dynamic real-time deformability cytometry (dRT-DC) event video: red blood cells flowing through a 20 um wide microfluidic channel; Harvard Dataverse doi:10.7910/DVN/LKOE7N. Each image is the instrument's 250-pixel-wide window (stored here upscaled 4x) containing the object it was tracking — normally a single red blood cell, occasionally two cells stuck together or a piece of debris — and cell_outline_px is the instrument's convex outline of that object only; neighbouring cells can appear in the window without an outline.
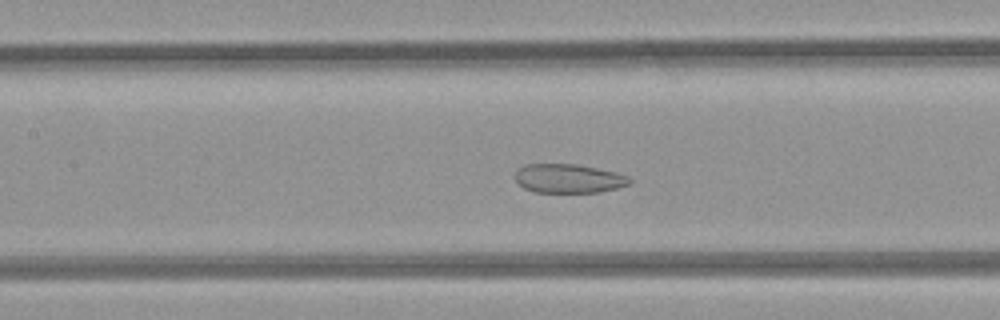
{"species": "common noctule bat (a hibernating species)", "species_latin": "Nyctalus noctula", "temperature_condition": "room temperature", "stored_images_in_passage": 50, "camera_frame_rate_fps": 3000, "um_per_image_px": 0.085, "animal": {"sex": "female", "body_mass_g": 21.9}, "frame": {"image": 1, "passage_image": 22, "time_ms": 7.0, "image_size_px": [1000, 320], "cell_outline_px": [[632, 180], [628, 184], [616, 188], [600, 192], [536, 192], [524, 188], [516, 180], [516, 168], [524, 164], [576, 164], [596, 168], [628, 176]], "centroid_in_image_um": [48.29, 15.17], "position_along_channel_um": 159.1, "area_um2": 19.13}}
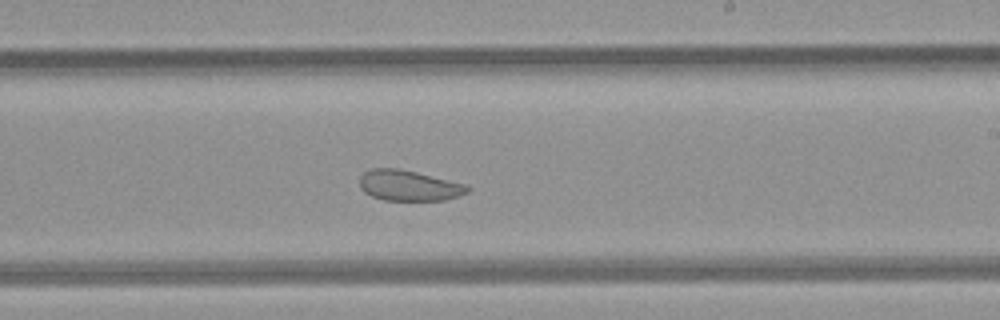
{"frame": {"image": 2, "passage_image": 29, "time_ms": 9.333, "image_size_px": [1000, 320], "cell_outline_px": [[472, 188], [468, 192], [460, 196], [444, 200], [384, 200], [372, 196], [364, 192], [360, 188], [360, 176], [368, 168], [400, 168], [468, 184]], "centroid_in_image_um": [34.78, 15.76], "position_along_channel_um": 254.2, "area_um2": 19.54}}
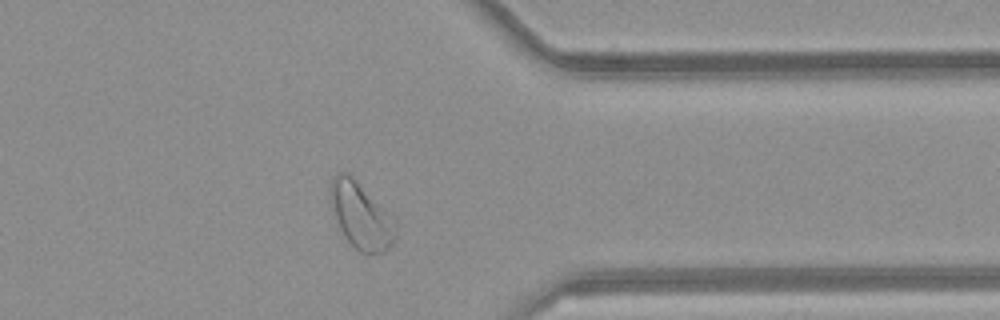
{"frame": {"image": 3, "passage_image": 39, "time_ms": 12.667, "image_size_px": [1000, 320], "cell_outline_px": [[396, 240], [384, 252], [368, 256], [360, 252], [344, 236], [336, 220], [328, 196], [332, 180], [336, 172], [348, 172], [356, 180], [396, 224]], "centroid_in_image_um": [30.65, 18.37], "position_along_channel_um": 380.8, "area_um2": 24.8}, "authors_computed_cell_mechanics": {"area_um2": 26.3568, "velocity_mm_per_s": 4.0982, "shape_relaxation_time_tau1_ms": null, "shape_relaxation_time_tau2_ms": 1.4575, "deformation_change_tau1": null, "deformation_change_tau2": 0.0728}}